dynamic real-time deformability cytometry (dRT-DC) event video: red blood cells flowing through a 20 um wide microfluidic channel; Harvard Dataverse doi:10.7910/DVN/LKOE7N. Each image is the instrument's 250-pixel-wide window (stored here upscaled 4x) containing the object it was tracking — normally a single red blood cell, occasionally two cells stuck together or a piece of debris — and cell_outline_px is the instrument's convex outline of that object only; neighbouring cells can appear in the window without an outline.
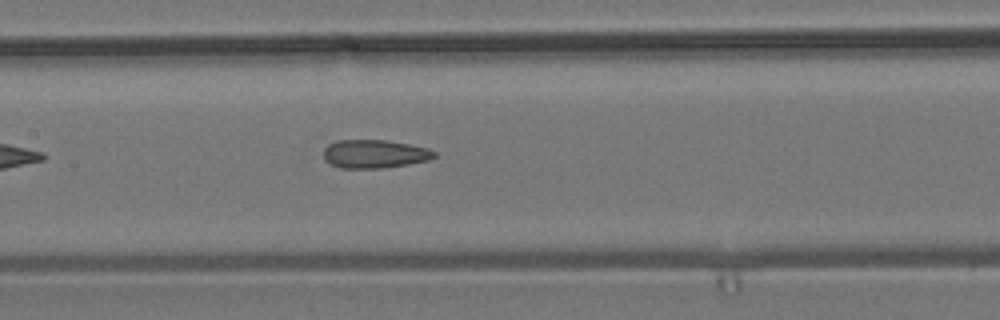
{"species": "common noctule bat (a hibernating species)", "species_latin": "Nyctalus noctula", "temperature_condition": "room temperature", "stored_images_in_passage": 7, "camera_frame_rate_fps": 3000, "um_per_image_px": 0.085, "animal": {"sex": "male", "body_mass_g": 19.2, "forearm_length_mm": 51.8}, "frame": {"image": 1, "passage_image": 7, "time_ms": 2.0, "image_size_px": [1000, 320], "cell_outline_px": [[436, 156], [428, 160], [408, 164], [380, 168], [340, 168], [324, 160], [324, 148], [328, 144], [336, 140], [388, 140], [428, 148], [436, 152]], "centroid_in_image_um": [31.82, 13.07], "position_along_channel_um": 175.6, "area_um2": 18.32}}